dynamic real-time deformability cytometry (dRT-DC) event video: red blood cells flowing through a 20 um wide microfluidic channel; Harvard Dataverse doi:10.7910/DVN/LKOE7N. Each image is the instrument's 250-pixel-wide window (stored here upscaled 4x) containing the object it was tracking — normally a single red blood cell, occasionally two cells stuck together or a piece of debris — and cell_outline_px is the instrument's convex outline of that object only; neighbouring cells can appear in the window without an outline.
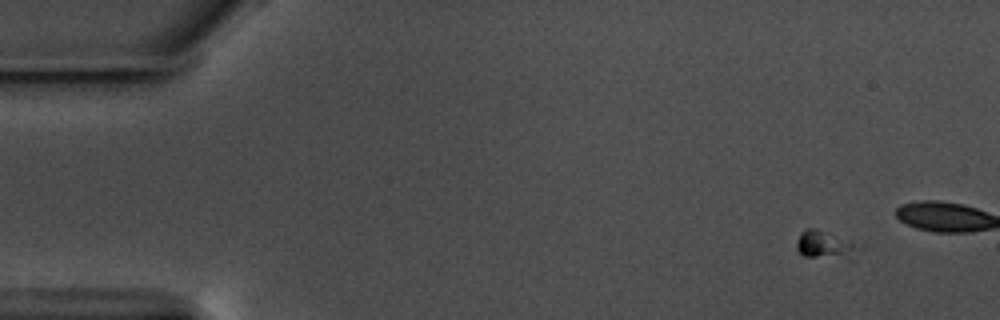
{"species": "common noctule bat (a hibernating species)", "species_latin": "Nyctalus noctula", "temperature_condition": "warm", "stored_images_in_passage": 21, "camera_frame_rate_fps": 3000, "um_per_image_px": 0.085, "animal": {"sex": "male", "body_mass_g": 17.5, "forearm_length_mm": 52.3}, "frame": {"image": 1, "passage_image": 7, "time_ms": 2.0, "image_size_px": [1000, 320], "cell_outline_px": [[860, 248], [852, 260], [848, 260], [804, 256], [796, 248], [796, 244], [800, 236], [808, 228], [816, 228], [860, 244]], "centroid_in_image_um": [70.22, 20.86], "position_along_channel_um": 14.8, "area_um2": 10.23}}